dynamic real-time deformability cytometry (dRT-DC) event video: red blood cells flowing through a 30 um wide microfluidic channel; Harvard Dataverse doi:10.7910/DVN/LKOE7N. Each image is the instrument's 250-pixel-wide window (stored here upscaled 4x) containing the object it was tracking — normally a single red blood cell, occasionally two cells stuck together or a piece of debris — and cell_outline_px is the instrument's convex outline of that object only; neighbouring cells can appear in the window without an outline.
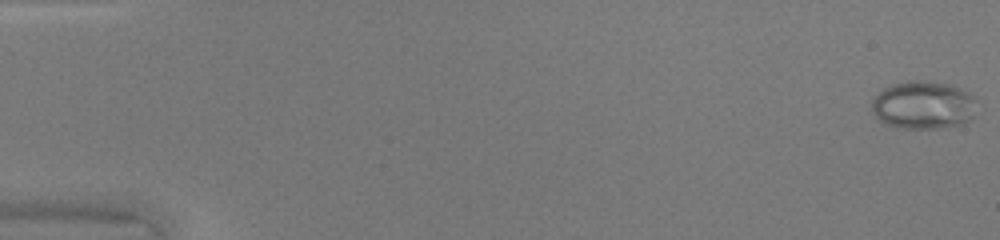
{"species": "common noctule bat (a hibernating species)", "species_latin": "Nyctalus noctula", "temperature_condition": "warm", "stored_images_in_passage": 48, "camera_frame_rate_fps": 3000, "um_per_image_px": 0.085, "animal": {"sex": "female", "body_mass_g": 20.0, "forearm_length_mm": 54.0}, "frame": {"image": 1, "passage_image": 1, "time_ms": 0.0, "image_size_px": [1000, 240], "cell_outline_px": [[976, 100], [972, 116], [968, 120], [960, 124], [940, 128], [904, 128], [884, 124], [872, 112], [872, 100], [884, 88], [892, 84], [908, 80], [924, 80], [952, 84], [968, 92]], "centroid_in_image_um": [78.47, 8.91], "position_along_channel_um": 6.5, "area_um2": 29.36}}
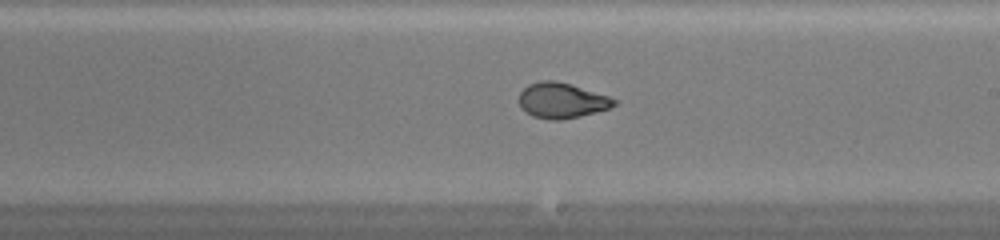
{"frame": {"image": 2, "passage_image": 29, "time_ms": 9.333, "image_size_px": [1000, 240], "cell_outline_px": [[616, 104], [608, 108], [580, 116], [560, 120], [548, 120], [532, 116], [524, 112], [520, 108], [520, 92], [528, 84], [540, 80], [552, 80], [568, 84], [608, 96], [616, 100]], "centroid_in_image_um": [47.68, 8.55], "position_along_channel_um": 241.3, "area_um2": 19.36}}
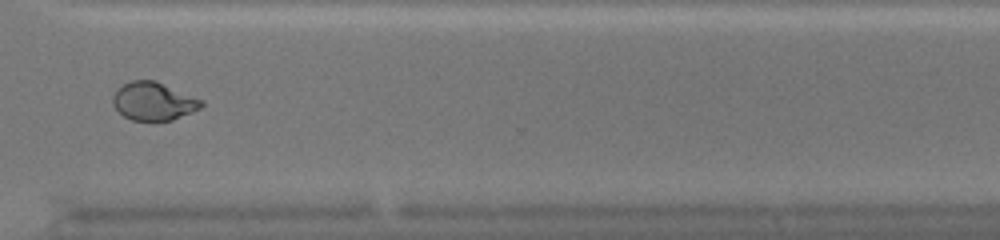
{"frame": {"image": 3, "passage_image": 37, "time_ms": 12.0, "image_size_px": [1000, 240], "cell_outline_px": [[204, 104], [200, 108], [192, 112], [172, 120], [132, 120], [124, 116], [112, 104], [112, 96], [124, 84], [132, 80], [156, 80], [204, 100]], "centroid_in_image_um": [13.08, 8.6], "position_along_channel_um": 357.5, "area_um2": 19.59}}